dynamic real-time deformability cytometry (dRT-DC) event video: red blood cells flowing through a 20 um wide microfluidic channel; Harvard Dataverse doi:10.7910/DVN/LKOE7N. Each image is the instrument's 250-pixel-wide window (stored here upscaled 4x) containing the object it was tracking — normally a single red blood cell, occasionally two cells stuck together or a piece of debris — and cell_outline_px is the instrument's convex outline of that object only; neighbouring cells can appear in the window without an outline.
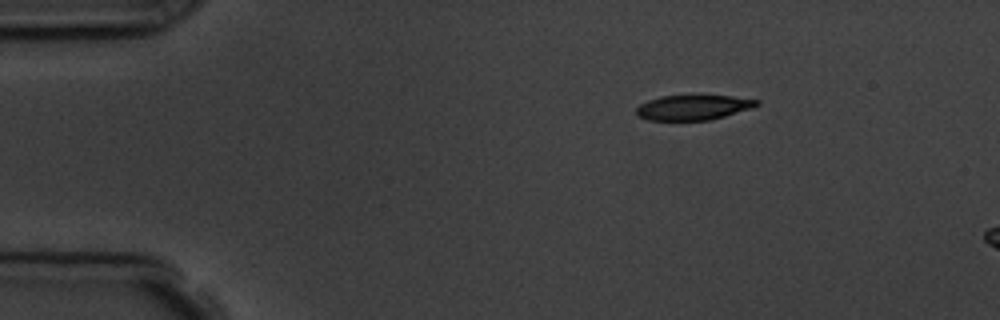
{"species": "common noctule bat (a hibernating species)", "species_latin": "Nyctalus noctula", "temperature_condition": "room temperature", "stored_images_in_passage": 3, "camera_frame_rate_fps": 3000, "um_per_image_px": 0.085, "animal": {"sex": "male", "body_mass_g": 19.5, "forearm_length_mm": 54.6}, "frame": {"image": 1, "passage_image": 1, "time_ms": 0.0, "image_size_px": [1000, 320], "cell_outline_px": [[760, 104], [752, 108], [724, 116], [708, 120], [648, 120], [636, 116], [636, 108], [640, 104], [648, 100], [660, 96], [732, 96], [760, 100]], "centroid_in_image_um": [58.9, 9.13], "position_along_channel_um": 26.1, "area_um2": 17.46}}